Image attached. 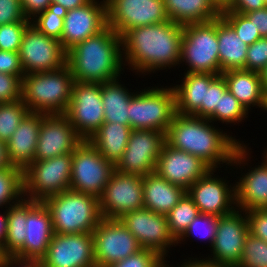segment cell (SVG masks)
Instances as JSON below:
<instances>
[{"label": "cell", "instance_id": "6da1fadb", "mask_svg": "<svg viewBox=\"0 0 267 267\" xmlns=\"http://www.w3.org/2000/svg\"><path fill=\"white\" fill-rule=\"evenodd\" d=\"M212 123L209 119L176 113L166 132V143L195 155L211 169L221 168L224 163L235 168L248 164L251 149Z\"/></svg>", "mask_w": 267, "mask_h": 267}, {"label": "cell", "instance_id": "7a4b0ae2", "mask_svg": "<svg viewBox=\"0 0 267 267\" xmlns=\"http://www.w3.org/2000/svg\"><path fill=\"white\" fill-rule=\"evenodd\" d=\"M182 36L183 26L171 20L127 30L121 36L123 63L144 75L178 66Z\"/></svg>", "mask_w": 267, "mask_h": 267}, {"label": "cell", "instance_id": "3957f363", "mask_svg": "<svg viewBox=\"0 0 267 267\" xmlns=\"http://www.w3.org/2000/svg\"><path fill=\"white\" fill-rule=\"evenodd\" d=\"M122 40L111 27L77 43L67 52L66 64L74 81L105 83L118 79L124 63Z\"/></svg>", "mask_w": 267, "mask_h": 267}, {"label": "cell", "instance_id": "277c9868", "mask_svg": "<svg viewBox=\"0 0 267 267\" xmlns=\"http://www.w3.org/2000/svg\"><path fill=\"white\" fill-rule=\"evenodd\" d=\"M73 84L74 77L67 64L54 71L29 73L21 79V101L30 112L65 114Z\"/></svg>", "mask_w": 267, "mask_h": 267}, {"label": "cell", "instance_id": "5b68a950", "mask_svg": "<svg viewBox=\"0 0 267 267\" xmlns=\"http://www.w3.org/2000/svg\"><path fill=\"white\" fill-rule=\"evenodd\" d=\"M54 233H92L102 219L99 199L95 196L66 190L46 198Z\"/></svg>", "mask_w": 267, "mask_h": 267}, {"label": "cell", "instance_id": "8992f818", "mask_svg": "<svg viewBox=\"0 0 267 267\" xmlns=\"http://www.w3.org/2000/svg\"><path fill=\"white\" fill-rule=\"evenodd\" d=\"M185 62V73L220 75L217 18L183 26L180 62Z\"/></svg>", "mask_w": 267, "mask_h": 267}, {"label": "cell", "instance_id": "52a82bcc", "mask_svg": "<svg viewBox=\"0 0 267 267\" xmlns=\"http://www.w3.org/2000/svg\"><path fill=\"white\" fill-rule=\"evenodd\" d=\"M158 87L136 91L131 97L129 123L132 130L167 132L176 115L175 93L171 86Z\"/></svg>", "mask_w": 267, "mask_h": 267}, {"label": "cell", "instance_id": "ba28073f", "mask_svg": "<svg viewBox=\"0 0 267 267\" xmlns=\"http://www.w3.org/2000/svg\"><path fill=\"white\" fill-rule=\"evenodd\" d=\"M72 153L33 161L23 170V195L41 201L70 190Z\"/></svg>", "mask_w": 267, "mask_h": 267}, {"label": "cell", "instance_id": "9c48e42d", "mask_svg": "<svg viewBox=\"0 0 267 267\" xmlns=\"http://www.w3.org/2000/svg\"><path fill=\"white\" fill-rule=\"evenodd\" d=\"M114 171L115 165L83 140L72 153L70 190L99 199Z\"/></svg>", "mask_w": 267, "mask_h": 267}, {"label": "cell", "instance_id": "30bf717a", "mask_svg": "<svg viewBox=\"0 0 267 267\" xmlns=\"http://www.w3.org/2000/svg\"><path fill=\"white\" fill-rule=\"evenodd\" d=\"M76 133L88 140L104 123L101 83L74 81L69 106L64 114Z\"/></svg>", "mask_w": 267, "mask_h": 267}, {"label": "cell", "instance_id": "8fae6325", "mask_svg": "<svg viewBox=\"0 0 267 267\" xmlns=\"http://www.w3.org/2000/svg\"><path fill=\"white\" fill-rule=\"evenodd\" d=\"M166 143V133L155 130H132L126 149L115 170L142 177L155 172L158 157Z\"/></svg>", "mask_w": 267, "mask_h": 267}, {"label": "cell", "instance_id": "7c38bea8", "mask_svg": "<svg viewBox=\"0 0 267 267\" xmlns=\"http://www.w3.org/2000/svg\"><path fill=\"white\" fill-rule=\"evenodd\" d=\"M19 57L26 74L54 71L66 65L67 52L61 42L30 24L23 35Z\"/></svg>", "mask_w": 267, "mask_h": 267}, {"label": "cell", "instance_id": "4fadbf2b", "mask_svg": "<svg viewBox=\"0 0 267 267\" xmlns=\"http://www.w3.org/2000/svg\"><path fill=\"white\" fill-rule=\"evenodd\" d=\"M92 233L96 267H107L142 249L119 219L102 218Z\"/></svg>", "mask_w": 267, "mask_h": 267}, {"label": "cell", "instance_id": "5bb4252c", "mask_svg": "<svg viewBox=\"0 0 267 267\" xmlns=\"http://www.w3.org/2000/svg\"><path fill=\"white\" fill-rule=\"evenodd\" d=\"M144 207L143 177L114 171L99 198L102 218L119 219Z\"/></svg>", "mask_w": 267, "mask_h": 267}, {"label": "cell", "instance_id": "9a60e30c", "mask_svg": "<svg viewBox=\"0 0 267 267\" xmlns=\"http://www.w3.org/2000/svg\"><path fill=\"white\" fill-rule=\"evenodd\" d=\"M244 213L245 211L236 208L232 213L218 217L212 254L205 258L206 261L228 267L238 266L249 234L248 220Z\"/></svg>", "mask_w": 267, "mask_h": 267}, {"label": "cell", "instance_id": "2e32d148", "mask_svg": "<svg viewBox=\"0 0 267 267\" xmlns=\"http://www.w3.org/2000/svg\"><path fill=\"white\" fill-rule=\"evenodd\" d=\"M107 24L122 36L127 30L169 20L163 0H106Z\"/></svg>", "mask_w": 267, "mask_h": 267}, {"label": "cell", "instance_id": "e0dca14e", "mask_svg": "<svg viewBox=\"0 0 267 267\" xmlns=\"http://www.w3.org/2000/svg\"><path fill=\"white\" fill-rule=\"evenodd\" d=\"M119 220L135 236L142 248L152 250L164 259L170 247L178 245L170 233L167 216L164 214L143 207L124 214Z\"/></svg>", "mask_w": 267, "mask_h": 267}, {"label": "cell", "instance_id": "ac0fdd59", "mask_svg": "<svg viewBox=\"0 0 267 267\" xmlns=\"http://www.w3.org/2000/svg\"><path fill=\"white\" fill-rule=\"evenodd\" d=\"M215 171L217 169H210L186 193L198 207L199 213L220 217L236 209V192L235 184L228 185L229 181L215 176Z\"/></svg>", "mask_w": 267, "mask_h": 267}, {"label": "cell", "instance_id": "d6986e66", "mask_svg": "<svg viewBox=\"0 0 267 267\" xmlns=\"http://www.w3.org/2000/svg\"><path fill=\"white\" fill-rule=\"evenodd\" d=\"M41 261L43 267H96L93 233H54Z\"/></svg>", "mask_w": 267, "mask_h": 267}, {"label": "cell", "instance_id": "ffe728a7", "mask_svg": "<svg viewBox=\"0 0 267 267\" xmlns=\"http://www.w3.org/2000/svg\"><path fill=\"white\" fill-rule=\"evenodd\" d=\"M107 26L106 0H90L81 7L67 10L59 41L68 52L77 43L99 34Z\"/></svg>", "mask_w": 267, "mask_h": 267}, {"label": "cell", "instance_id": "44dd1931", "mask_svg": "<svg viewBox=\"0 0 267 267\" xmlns=\"http://www.w3.org/2000/svg\"><path fill=\"white\" fill-rule=\"evenodd\" d=\"M83 141L64 114L41 113V126L34 161L73 153Z\"/></svg>", "mask_w": 267, "mask_h": 267}, {"label": "cell", "instance_id": "7402d4cb", "mask_svg": "<svg viewBox=\"0 0 267 267\" xmlns=\"http://www.w3.org/2000/svg\"><path fill=\"white\" fill-rule=\"evenodd\" d=\"M26 234L15 258L41 260L54 235L52 217L44 202L27 200Z\"/></svg>", "mask_w": 267, "mask_h": 267}, {"label": "cell", "instance_id": "603a6c76", "mask_svg": "<svg viewBox=\"0 0 267 267\" xmlns=\"http://www.w3.org/2000/svg\"><path fill=\"white\" fill-rule=\"evenodd\" d=\"M210 169L195 155L177 150L165 143L158 157L155 172L171 184L187 190Z\"/></svg>", "mask_w": 267, "mask_h": 267}, {"label": "cell", "instance_id": "cb8c5ba5", "mask_svg": "<svg viewBox=\"0 0 267 267\" xmlns=\"http://www.w3.org/2000/svg\"><path fill=\"white\" fill-rule=\"evenodd\" d=\"M41 126V113L29 112L7 142L12 166L24 170L34 161Z\"/></svg>", "mask_w": 267, "mask_h": 267}, {"label": "cell", "instance_id": "d4e9b609", "mask_svg": "<svg viewBox=\"0 0 267 267\" xmlns=\"http://www.w3.org/2000/svg\"><path fill=\"white\" fill-rule=\"evenodd\" d=\"M261 165L250 167L235 183L236 208L242 211L267 209V148Z\"/></svg>", "mask_w": 267, "mask_h": 267}, {"label": "cell", "instance_id": "484cf974", "mask_svg": "<svg viewBox=\"0 0 267 267\" xmlns=\"http://www.w3.org/2000/svg\"><path fill=\"white\" fill-rule=\"evenodd\" d=\"M182 82L173 86L176 113L200 117V107L204 103L205 87L219 76L209 73H184Z\"/></svg>", "mask_w": 267, "mask_h": 267}, {"label": "cell", "instance_id": "4316f807", "mask_svg": "<svg viewBox=\"0 0 267 267\" xmlns=\"http://www.w3.org/2000/svg\"><path fill=\"white\" fill-rule=\"evenodd\" d=\"M227 90L249 112L251 107L257 106L264 110L266 94L263 91L260 74L254 71L230 70L222 72Z\"/></svg>", "mask_w": 267, "mask_h": 267}, {"label": "cell", "instance_id": "83f0119b", "mask_svg": "<svg viewBox=\"0 0 267 267\" xmlns=\"http://www.w3.org/2000/svg\"><path fill=\"white\" fill-rule=\"evenodd\" d=\"M186 193L182 187L171 184L157 172L143 177L144 208L159 214H168Z\"/></svg>", "mask_w": 267, "mask_h": 267}, {"label": "cell", "instance_id": "f1b7e54d", "mask_svg": "<svg viewBox=\"0 0 267 267\" xmlns=\"http://www.w3.org/2000/svg\"><path fill=\"white\" fill-rule=\"evenodd\" d=\"M217 38L220 75L230 70H244L248 45L221 16L217 17Z\"/></svg>", "mask_w": 267, "mask_h": 267}, {"label": "cell", "instance_id": "f546056e", "mask_svg": "<svg viewBox=\"0 0 267 267\" xmlns=\"http://www.w3.org/2000/svg\"><path fill=\"white\" fill-rule=\"evenodd\" d=\"M131 131L128 125L104 122L88 141L103 157L116 165L126 149Z\"/></svg>", "mask_w": 267, "mask_h": 267}, {"label": "cell", "instance_id": "4dcf8cb0", "mask_svg": "<svg viewBox=\"0 0 267 267\" xmlns=\"http://www.w3.org/2000/svg\"><path fill=\"white\" fill-rule=\"evenodd\" d=\"M169 20L181 24L206 22L220 16L221 10L212 0H163Z\"/></svg>", "mask_w": 267, "mask_h": 267}, {"label": "cell", "instance_id": "1f68e13d", "mask_svg": "<svg viewBox=\"0 0 267 267\" xmlns=\"http://www.w3.org/2000/svg\"><path fill=\"white\" fill-rule=\"evenodd\" d=\"M119 79L101 83L104 122H118L130 126L129 102L135 93L129 92L128 88L123 86L125 84H121Z\"/></svg>", "mask_w": 267, "mask_h": 267}, {"label": "cell", "instance_id": "d6a6232c", "mask_svg": "<svg viewBox=\"0 0 267 267\" xmlns=\"http://www.w3.org/2000/svg\"><path fill=\"white\" fill-rule=\"evenodd\" d=\"M27 219V199L8 207L7 234L3 251L7 256H13L25 242Z\"/></svg>", "mask_w": 267, "mask_h": 267}, {"label": "cell", "instance_id": "836d02e7", "mask_svg": "<svg viewBox=\"0 0 267 267\" xmlns=\"http://www.w3.org/2000/svg\"><path fill=\"white\" fill-rule=\"evenodd\" d=\"M198 214V207L187 193H185L173 209L166 214L170 233L176 241L183 236Z\"/></svg>", "mask_w": 267, "mask_h": 267}, {"label": "cell", "instance_id": "e575fe53", "mask_svg": "<svg viewBox=\"0 0 267 267\" xmlns=\"http://www.w3.org/2000/svg\"><path fill=\"white\" fill-rule=\"evenodd\" d=\"M23 198V170L15 166L0 170V208L13 206Z\"/></svg>", "mask_w": 267, "mask_h": 267}, {"label": "cell", "instance_id": "d590c367", "mask_svg": "<svg viewBox=\"0 0 267 267\" xmlns=\"http://www.w3.org/2000/svg\"><path fill=\"white\" fill-rule=\"evenodd\" d=\"M66 14L67 9L62 7L60 4L52 2L48 6V9L31 20V24L34 25L41 33L60 40L63 31L64 17Z\"/></svg>", "mask_w": 267, "mask_h": 267}, {"label": "cell", "instance_id": "8d00e7d4", "mask_svg": "<svg viewBox=\"0 0 267 267\" xmlns=\"http://www.w3.org/2000/svg\"><path fill=\"white\" fill-rule=\"evenodd\" d=\"M29 112L21 100L0 103V141L7 143Z\"/></svg>", "mask_w": 267, "mask_h": 267}, {"label": "cell", "instance_id": "74e56055", "mask_svg": "<svg viewBox=\"0 0 267 267\" xmlns=\"http://www.w3.org/2000/svg\"><path fill=\"white\" fill-rule=\"evenodd\" d=\"M248 111L244 106L232 95L231 92L226 90L220 96L219 108L215 109V113L209 118L210 121L214 122L221 121L226 124H237L239 125L242 120H246Z\"/></svg>", "mask_w": 267, "mask_h": 267}, {"label": "cell", "instance_id": "f35d334b", "mask_svg": "<svg viewBox=\"0 0 267 267\" xmlns=\"http://www.w3.org/2000/svg\"><path fill=\"white\" fill-rule=\"evenodd\" d=\"M237 267H267V242L249 233Z\"/></svg>", "mask_w": 267, "mask_h": 267}, {"label": "cell", "instance_id": "ab89813d", "mask_svg": "<svg viewBox=\"0 0 267 267\" xmlns=\"http://www.w3.org/2000/svg\"><path fill=\"white\" fill-rule=\"evenodd\" d=\"M217 224V216L199 213L191 222L183 236L177 241V244L186 241L185 238L189 236L193 238L196 236L199 240H208L210 243L209 247H212L216 235Z\"/></svg>", "mask_w": 267, "mask_h": 267}, {"label": "cell", "instance_id": "60d3db41", "mask_svg": "<svg viewBox=\"0 0 267 267\" xmlns=\"http://www.w3.org/2000/svg\"><path fill=\"white\" fill-rule=\"evenodd\" d=\"M220 16L235 30L238 37L250 46L261 38V35L244 14L233 11H221Z\"/></svg>", "mask_w": 267, "mask_h": 267}, {"label": "cell", "instance_id": "b9f144b4", "mask_svg": "<svg viewBox=\"0 0 267 267\" xmlns=\"http://www.w3.org/2000/svg\"><path fill=\"white\" fill-rule=\"evenodd\" d=\"M31 22H14L0 26V50L19 52L26 28Z\"/></svg>", "mask_w": 267, "mask_h": 267}, {"label": "cell", "instance_id": "7bdbcfd3", "mask_svg": "<svg viewBox=\"0 0 267 267\" xmlns=\"http://www.w3.org/2000/svg\"><path fill=\"white\" fill-rule=\"evenodd\" d=\"M227 90V84L222 75H219L209 87H205L204 103L200 107V118L209 119L215 109L219 108L220 96Z\"/></svg>", "mask_w": 267, "mask_h": 267}, {"label": "cell", "instance_id": "ee69618b", "mask_svg": "<svg viewBox=\"0 0 267 267\" xmlns=\"http://www.w3.org/2000/svg\"><path fill=\"white\" fill-rule=\"evenodd\" d=\"M166 260L158 253L142 248L133 255L107 267H162Z\"/></svg>", "mask_w": 267, "mask_h": 267}, {"label": "cell", "instance_id": "f6af8a7d", "mask_svg": "<svg viewBox=\"0 0 267 267\" xmlns=\"http://www.w3.org/2000/svg\"><path fill=\"white\" fill-rule=\"evenodd\" d=\"M267 65V37H261L247 48L246 71L260 73Z\"/></svg>", "mask_w": 267, "mask_h": 267}, {"label": "cell", "instance_id": "bcb514c9", "mask_svg": "<svg viewBox=\"0 0 267 267\" xmlns=\"http://www.w3.org/2000/svg\"><path fill=\"white\" fill-rule=\"evenodd\" d=\"M21 100V79L16 75L0 73V103Z\"/></svg>", "mask_w": 267, "mask_h": 267}, {"label": "cell", "instance_id": "7dc6e473", "mask_svg": "<svg viewBox=\"0 0 267 267\" xmlns=\"http://www.w3.org/2000/svg\"><path fill=\"white\" fill-rule=\"evenodd\" d=\"M14 22H31L24 15L20 0H0V26Z\"/></svg>", "mask_w": 267, "mask_h": 267}, {"label": "cell", "instance_id": "c3c4849f", "mask_svg": "<svg viewBox=\"0 0 267 267\" xmlns=\"http://www.w3.org/2000/svg\"><path fill=\"white\" fill-rule=\"evenodd\" d=\"M249 233L267 242V209L245 211Z\"/></svg>", "mask_w": 267, "mask_h": 267}, {"label": "cell", "instance_id": "681fc988", "mask_svg": "<svg viewBox=\"0 0 267 267\" xmlns=\"http://www.w3.org/2000/svg\"><path fill=\"white\" fill-rule=\"evenodd\" d=\"M0 73L16 75L22 79L25 75L21 66L19 52L0 50Z\"/></svg>", "mask_w": 267, "mask_h": 267}, {"label": "cell", "instance_id": "f907efd6", "mask_svg": "<svg viewBox=\"0 0 267 267\" xmlns=\"http://www.w3.org/2000/svg\"><path fill=\"white\" fill-rule=\"evenodd\" d=\"M266 7L263 0H230L225 9L221 11H233L240 14L260 10Z\"/></svg>", "mask_w": 267, "mask_h": 267}, {"label": "cell", "instance_id": "816d5d0a", "mask_svg": "<svg viewBox=\"0 0 267 267\" xmlns=\"http://www.w3.org/2000/svg\"><path fill=\"white\" fill-rule=\"evenodd\" d=\"M24 15L28 20H32L38 14L48 9L51 0H20Z\"/></svg>", "mask_w": 267, "mask_h": 267}, {"label": "cell", "instance_id": "f5cc1de1", "mask_svg": "<svg viewBox=\"0 0 267 267\" xmlns=\"http://www.w3.org/2000/svg\"><path fill=\"white\" fill-rule=\"evenodd\" d=\"M244 15L253 22L261 37H267V6L260 10L247 12Z\"/></svg>", "mask_w": 267, "mask_h": 267}, {"label": "cell", "instance_id": "db71d44e", "mask_svg": "<svg viewBox=\"0 0 267 267\" xmlns=\"http://www.w3.org/2000/svg\"><path fill=\"white\" fill-rule=\"evenodd\" d=\"M3 267H43L41 260L20 259L7 256Z\"/></svg>", "mask_w": 267, "mask_h": 267}, {"label": "cell", "instance_id": "11a10c76", "mask_svg": "<svg viewBox=\"0 0 267 267\" xmlns=\"http://www.w3.org/2000/svg\"><path fill=\"white\" fill-rule=\"evenodd\" d=\"M193 259V260H192ZM188 258L184 259L183 264H181V267H228V266H223V265H219V264H214V263H210L208 261H206L204 258L199 260V258ZM178 266V267H180Z\"/></svg>", "mask_w": 267, "mask_h": 267}, {"label": "cell", "instance_id": "9f6ffc18", "mask_svg": "<svg viewBox=\"0 0 267 267\" xmlns=\"http://www.w3.org/2000/svg\"><path fill=\"white\" fill-rule=\"evenodd\" d=\"M8 209L0 214V245L4 247L7 234Z\"/></svg>", "mask_w": 267, "mask_h": 267}, {"label": "cell", "instance_id": "6f0895ef", "mask_svg": "<svg viewBox=\"0 0 267 267\" xmlns=\"http://www.w3.org/2000/svg\"><path fill=\"white\" fill-rule=\"evenodd\" d=\"M51 1L60 4L67 10H71L87 4L90 0H51Z\"/></svg>", "mask_w": 267, "mask_h": 267}, {"label": "cell", "instance_id": "680465c9", "mask_svg": "<svg viewBox=\"0 0 267 267\" xmlns=\"http://www.w3.org/2000/svg\"><path fill=\"white\" fill-rule=\"evenodd\" d=\"M12 167L7 153V143L0 141V170Z\"/></svg>", "mask_w": 267, "mask_h": 267}, {"label": "cell", "instance_id": "91938a15", "mask_svg": "<svg viewBox=\"0 0 267 267\" xmlns=\"http://www.w3.org/2000/svg\"><path fill=\"white\" fill-rule=\"evenodd\" d=\"M259 74H260V78H261L263 91L265 94H267V65Z\"/></svg>", "mask_w": 267, "mask_h": 267}, {"label": "cell", "instance_id": "94428289", "mask_svg": "<svg viewBox=\"0 0 267 267\" xmlns=\"http://www.w3.org/2000/svg\"><path fill=\"white\" fill-rule=\"evenodd\" d=\"M212 2L220 9H225L229 4L230 0H212Z\"/></svg>", "mask_w": 267, "mask_h": 267}, {"label": "cell", "instance_id": "6125c7cd", "mask_svg": "<svg viewBox=\"0 0 267 267\" xmlns=\"http://www.w3.org/2000/svg\"><path fill=\"white\" fill-rule=\"evenodd\" d=\"M7 255L3 251V247L0 245V267H3Z\"/></svg>", "mask_w": 267, "mask_h": 267}, {"label": "cell", "instance_id": "be15d7a7", "mask_svg": "<svg viewBox=\"0 0 267 267\" xmlns=\"http://www.w3.org/2000/svg\"><path fill=\"white\" fill-rule=\"evenodd\" d=\"M267 111V94H266V99H265V108H264V111Z\"/></svg>", "mask_w": 267, "mask_h": 267}, {"label": "cell", "instance_id": "e7e4bbea", "mask_svg": "<svg viewBox=\"0 0 267 267\" xmlns=\"http://www.w3.org/2000/svg\"><path fill=\"white\" fill-rule=\"evenodd\" d=\"M162 267H171V266H169V264H167V261H166V263H164Z\"/></svg>", "mask_w": 267, "mask_h": 267}]
</instances>
